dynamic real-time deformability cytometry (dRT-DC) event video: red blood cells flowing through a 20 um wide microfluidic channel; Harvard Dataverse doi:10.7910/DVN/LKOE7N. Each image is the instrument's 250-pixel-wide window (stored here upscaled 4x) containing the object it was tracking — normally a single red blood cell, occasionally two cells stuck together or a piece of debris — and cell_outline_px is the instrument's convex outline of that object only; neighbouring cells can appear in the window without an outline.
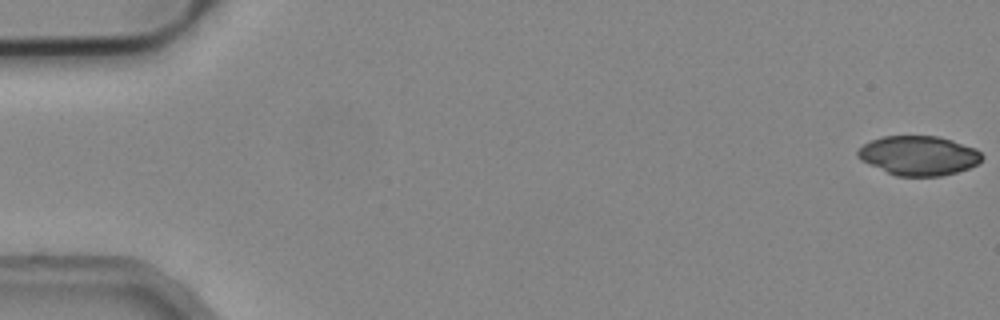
{"species": "common noctule bat (a hibernating species)", "species_latin": "Nyctalus noctula", "temperature_condition": "cold", "stored_images_in_passage": 52, "camera_frame_rate_fps": 3000, "um_per_image_px": 0.085, "animal": {"sex": "male", "body_mass_g": 19.2, "forearm_length_mm": 51.8}, "frame": {"image": 1, "passage_image": 1, "time_ms": 0.0, "image_size_px": [1000, 320], "cell_outline_px": [[984, 156], [976, 164], [968, 168], [956, 172], [940, 176], [896, 176], [860, 160], [856, 156], [856, 152], [864, 144], [872, 140], [884, 136], [936, 136], [952, 140], [976, 148]], "centroid_in_image_um": [78.08, 13.22], "position_along_channel_um": 6.9, "area_um2": 28.38}}